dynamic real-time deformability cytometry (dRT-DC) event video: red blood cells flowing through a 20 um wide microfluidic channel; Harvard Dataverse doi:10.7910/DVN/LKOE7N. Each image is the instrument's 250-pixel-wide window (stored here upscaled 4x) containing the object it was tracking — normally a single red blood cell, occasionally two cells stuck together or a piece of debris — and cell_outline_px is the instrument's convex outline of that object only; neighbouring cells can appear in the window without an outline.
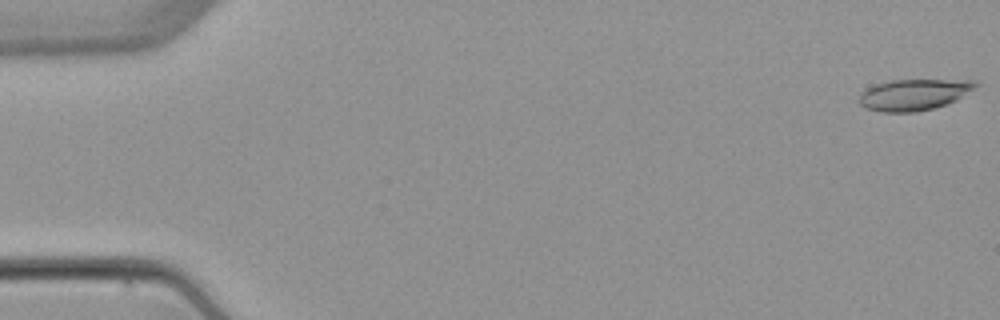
{"species": "common noctule bat (a hibernating species)", "species_latin": "Nyctalus noctula", "temperature_condition": "warm", "stored_images_in_passage": 4, "camera_frame_rate_fps": 3000, "um_per_image_px": 0.085, "animal": {"sex": "female", "body_mass_g": 22.7, "forearm_length_mm": 54.2}, "frame": {"image": 1, "passage_image": 1, "time_ms": 0.0, "image_size_px": [1000, 320], "cell_outline_px": [[980, 84], [956, 100], [948, 104], [916, 112], [880, 112], [868, 108], [860, 104], [856, 100], [860, 92], [876, 84], [892, 80], [980, 80]], "centroid_in_image_um": [77.68, 8.04], "position_along_channel_um": 7.3, "area_um2": 21.27}}
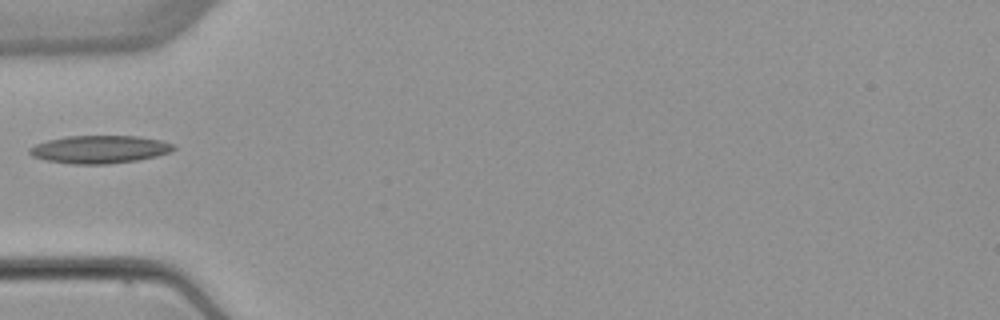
{"frame": {"image": 2, "passage_image": 4, "time_ms": 5.667, "image_size_px": [1000, 320], "cell_outline_px": [[176, 148], [168, 152], [156, 156], [136, 160], [108, 164], [72, 164], [48, 160], [32, 156], [28, 152], [28, 148], [36, 144], [48, 140], [68, 136], [136, 136], [160, 140], [172, 144]], "centroid_in_image_um": [8.44, 12.69], "position_along_channel_um": 76.6, "area_um2": 23.12}}